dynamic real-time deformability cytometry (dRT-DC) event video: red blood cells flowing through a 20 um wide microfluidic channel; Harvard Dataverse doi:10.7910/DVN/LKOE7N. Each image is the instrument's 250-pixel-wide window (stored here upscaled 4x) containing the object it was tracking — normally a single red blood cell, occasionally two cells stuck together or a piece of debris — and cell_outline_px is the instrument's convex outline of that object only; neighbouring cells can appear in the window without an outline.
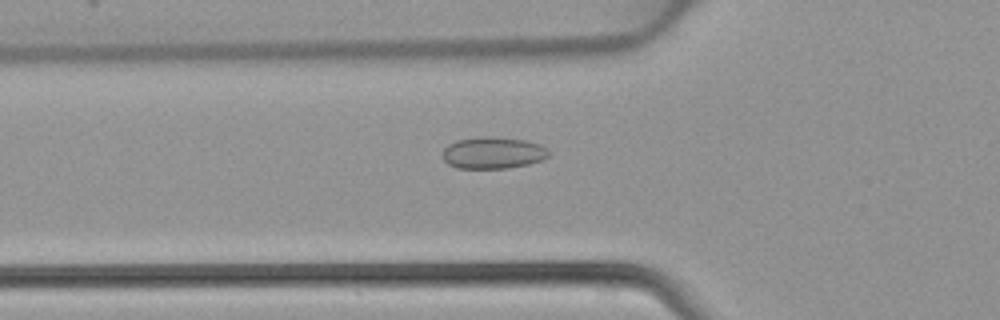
{"species": "common noctule bat (a hibernating species)", "species_latin": "Nyctalus noctula", "temperature_condition": "warm", "stored_images_in_passage": 46, "camera_frame_rate_fps": 3000, "um_per_image_px": 0.085, "animal": {"sex": "female", "body_mass_g": 22.7, "forearm_length_mm": 54.2}, "frame": {"image": 1, "passage_image": 16, "time_ms": 5.0, "image_size_px": [1000, 320], "cell_outline_px": [[548, 156], [544, 160], [528, 164], [508, 168], [456, 168], [448, 164], [444, 160], [444, 148], [448, 144], [456, 140], [480, 136], [488, 136], [524, 140], [540, 144], [548, 148]], "centroid_in_image_um": [41.91, 12.99], "position_along_channel_um": 83.9, "area_um2": 19.71}}
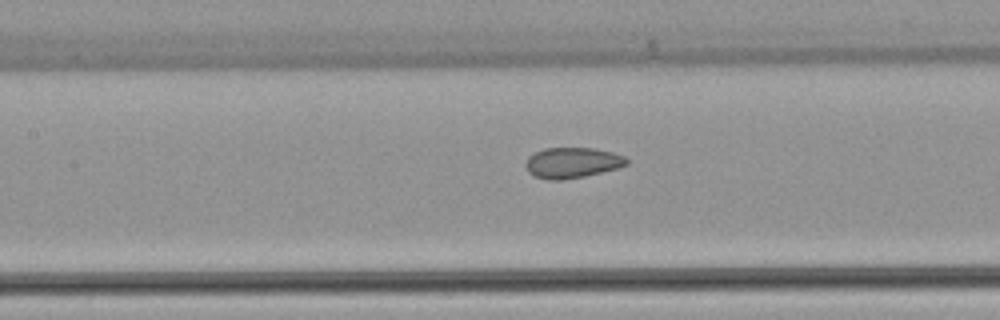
{"frame": {"image": 2, "passage_image": 21, "time_ms": 6.667, "image_size_px": [1000, 320], "cell_outline_px": [[628, 164], [616, 168], [584, 176], [564, 180], [548, 180], [536, 176], [528, 172], [524, 164], [528, 156], [544, 148], [596, 148], [612, 152], [624, 156], [628, 160]], "centroid_in_image_um": [48.61, 13.83], "position_along_channel_um": 158.8, "area_um2": 17.98}}
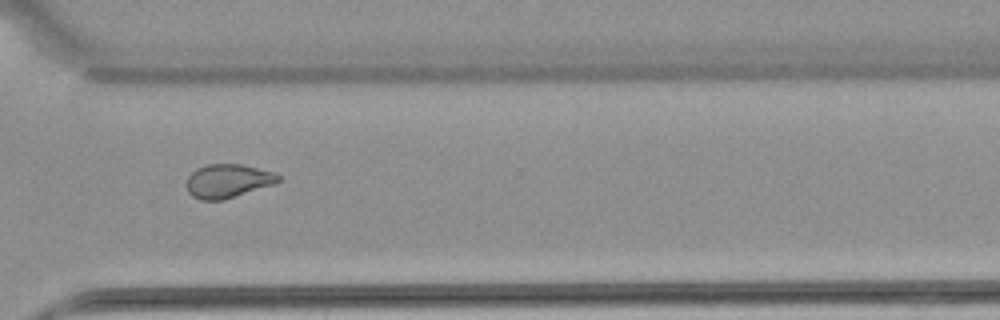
{"frame": {"image": 3, "passage_image": 34, "time_ms": 11.0, "image_size_px": [1000, 320], "cell_outline_px": [[280, 180], [276, 184], [224, 200], [200, 200], [192, 196], [188, 192], [184, 184], [188, 176], [196, 168], [208, 164], [240, 164], [272, 172], [280, 176]], "centroid_in_image_um": [19.33, 15.4], "position_along_channel_um": 351.3, "area_um2": 18.21}}